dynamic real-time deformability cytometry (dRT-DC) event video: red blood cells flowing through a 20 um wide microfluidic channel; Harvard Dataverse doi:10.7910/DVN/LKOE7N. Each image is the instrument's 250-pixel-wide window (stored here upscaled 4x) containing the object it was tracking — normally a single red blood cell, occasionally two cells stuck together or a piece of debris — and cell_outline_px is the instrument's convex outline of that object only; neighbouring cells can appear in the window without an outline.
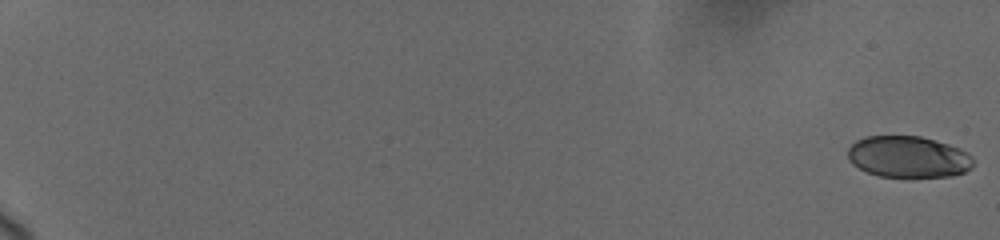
{"species": "human", "species_latin": "Homo sapiens", "temperature_condition": "cold", "stored_images_in_passage": 17, "camera_frame_rate_fps": 3000, "um_per_image_px": 0.085, "donor": {"sex": "female"}, "frame": {"image": 1, "passage_image": 1, "time_ms": 0.0, "image_size_px": [1000, 240], "cell_outline_px": [[972, 168], [964, 172], [952, 176], [912, 180], [880, 176], [868, 172], [852, 164], [848, 160], [848, 148], [856, 140], [864, 136], [920, 136], [948, 144], [960, 148], [968, 152], [972, 156]], "centroid_in_image_um": [77.22, 13.38], "position_along_channel_um": 7.8, "area_um2": 31.27}}
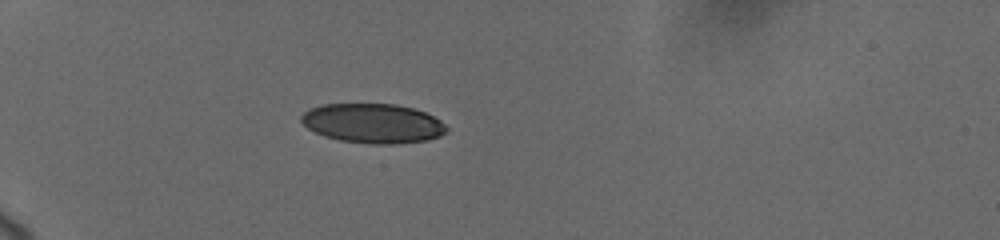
{"frame": {"image": 2, "passage_image": 15, "time_ms": 6.667, "image_size_px": [1000, 240], "cell_outline_px": [[448, 132], [440, 136], [428, 140], [396, 144], [372, 144], [340, 140], [324, 136], [308, 128], [300, 120], [300, 116], [308, 108], [324, 104], [396, 104], [412, 108], [424, 112], [440, 120], [448, 128]], "centroid_in_image_um": [31.7, 10.48], "position_along_channel_um": 53.3, "area_um2": 33.52}}
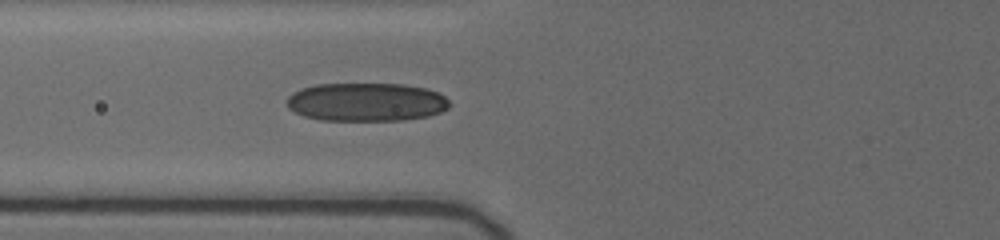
{"frame": {"image": 3, "passage_image": 17, "time_ms": 8.667, "image_size_px": [1000, 240], "cell_outline_px": [[448, 108], [440, 112], [428, 116], [404, 120], [320, 120], [304, 116], [288, 108], [284, 100], [292, 92], [300, 88], [316, 84], [404, 84], [424, 88], [436, 92], [444, 96], [448, 100]], "centroid_in_image_um": [31.08, 8.67], "position_along_channel_um": 94.7, "area_um2": 36.53}}